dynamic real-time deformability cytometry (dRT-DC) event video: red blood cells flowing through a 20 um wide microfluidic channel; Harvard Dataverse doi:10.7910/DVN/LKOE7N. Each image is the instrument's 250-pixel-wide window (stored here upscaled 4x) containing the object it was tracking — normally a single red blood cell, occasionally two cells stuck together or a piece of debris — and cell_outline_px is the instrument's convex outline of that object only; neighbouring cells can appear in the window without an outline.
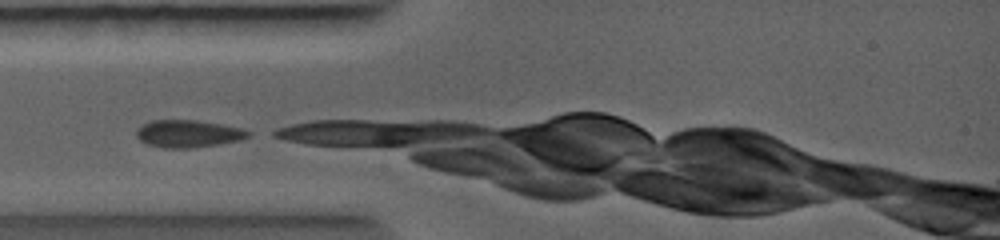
{"species": "common noctule bat (a hibernating species)", "species_latin": "Nyctalus noctula", "temperature_condition": "warm", "stored_images_in_passage": 4, "camera_frame_rate_fps": 5000, "um_per_image_px": 0.085, "animal": {"sex": "female", "body_mass_g": 19.0, "forearm_length_mm": 56.7}, "frame": {"image": 1, "passage_image": 1, "time_ms": 0.0, "image_size_px": [1000, 240], "cell_outline_px": [[252, 136], [240, 140], [220, 144], [192, 148], [164, 148], [148, 144], [140, 140], [136, 136], [136, 128], [152, 120], [196, 120], [244, 128], [252, 132]], "centroid_in_image_um": [16.04, 11.36], "position_along_channel_um": 69.0, "area_um2": 18.03}}
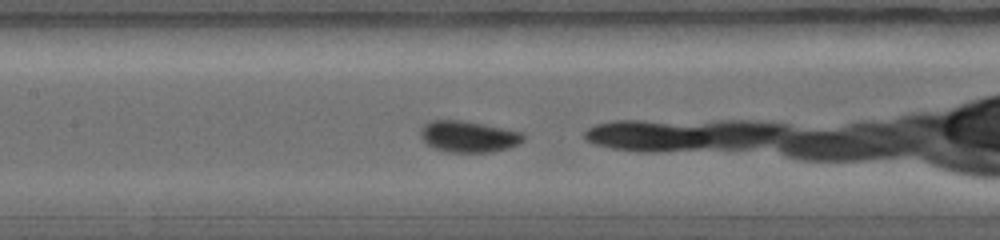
{"frame": {"image": 2, "passage_image": 4, "time_ms": 1.6, "image_size_px": [1000, 240], "cell_outline_px": [[524, 140], [520, 144], [508, 148], [492, 152], [444, 152], [428, 144], [420, 136], [420, 128], [428, 120], [460, 120], [484, 124], [524, 132]], "centroid_in_image_um": [39.83, 11.6], "position_along_channel_um": 167.6, "area_um2": 18.96}}